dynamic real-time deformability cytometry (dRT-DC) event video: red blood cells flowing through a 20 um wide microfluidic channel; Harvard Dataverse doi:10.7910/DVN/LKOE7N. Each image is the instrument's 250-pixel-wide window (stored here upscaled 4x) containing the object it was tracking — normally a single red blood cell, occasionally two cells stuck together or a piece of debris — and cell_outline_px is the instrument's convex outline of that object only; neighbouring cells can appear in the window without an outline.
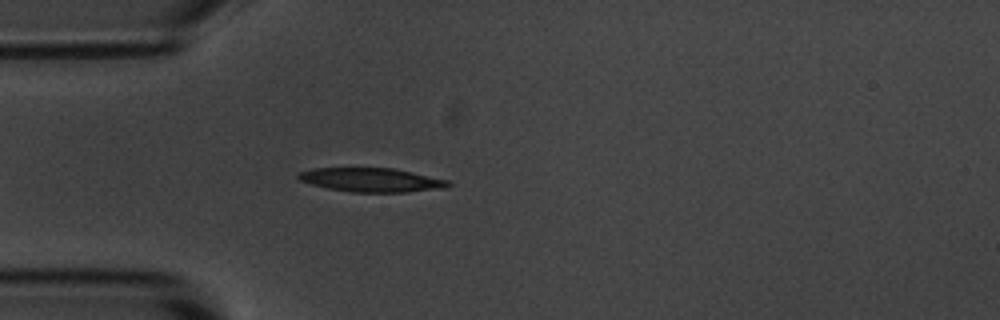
{"species": "common noctule bat (a hibernating species)", "species_latin": "Nyctalus noctula", "temperature_condition": "room temperature", "stored_images_in_passage": 3, "camera_frame_rate_fps": 3000, "um_per_image_px": 0.085, "animal": {"sex": "male", "body_mass_g": 20.1, "forearm_length_mm": 53.5}, "frame": {"image": 1, "passage_image": 3, "time_ms": 3.333, "image_size_px": [1000, 320], "cell_outline_px": [[452, 184], [444, 188], [408, 192], [352, 192], [328, 188], [312, 184], [300, 180], [296, 176], [300, 172], [312, 168], [392, 168], [412, 172], [448, 180]], "centroid_in_image_um": [31.58, 15.29], "position_along_channel_um": 53.4, "area_um2": 20.75}}